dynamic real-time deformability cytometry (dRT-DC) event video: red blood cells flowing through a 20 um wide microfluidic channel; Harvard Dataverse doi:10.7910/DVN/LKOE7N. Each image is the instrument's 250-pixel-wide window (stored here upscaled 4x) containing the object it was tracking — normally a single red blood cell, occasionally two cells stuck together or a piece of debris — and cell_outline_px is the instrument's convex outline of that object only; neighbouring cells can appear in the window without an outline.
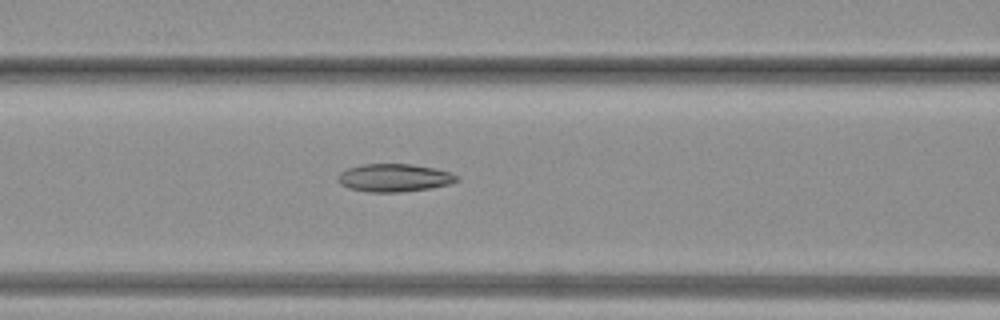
{"species": "common noctule bat (a hibernating species)", "species_latin": "Nyctalus noctula", "temperature_condition": "warm", "stored_images_in_passage": 25, "camera_frame_rate_fps": 3000, "um_per_image_px": 0.085, "animal": {"sex": "female", "body_mass_g": 19.3, "forearm_length_mm": 54.1}, "frame": {"image": 1, "passage_image": 10, "time_ms": 3.0, "image_size_px": [1000, 320], "cell_outline_px": [[460, 180], [448, 184], [428, 188], [400, 192], [368, 192], [348, 188], [340, 184], [336, 176], [340, 172], [348, 168], [364, 164], [412, 164], [452, 172], [460, 176]], "centroid_in_image_um": [33.5, 15.11], "position_along_channel_um": 133.1, "area_um2": 19.36}}
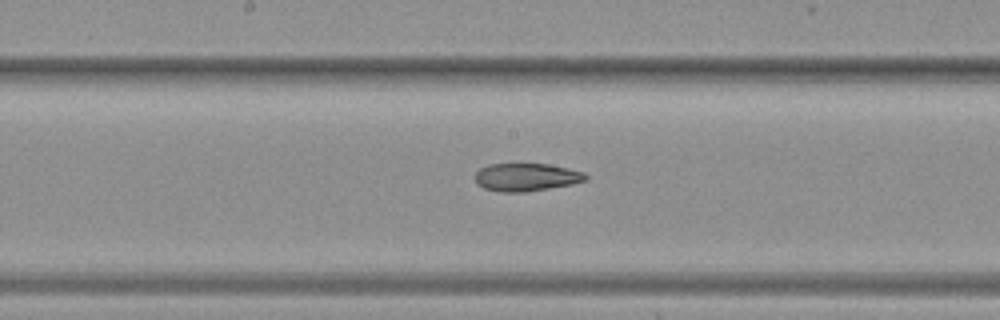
{"frame": {"image": 2, "passage_image": 14, "time_ms": 4.333, "image_size_px": [1000, 320], "cell_outline_px": [[588, 180], [572, 184], [524, 192], [500, 192], [484, 188], [476, 184], [476, 172], [480, 168], [488, 164], [548, 164], [568, 168], [584, 172], [588, 176]], "centroid_in_image_um": [44.74, 15.06], "position_along_channel_um": 203.5, "area_um2": 17.98}}
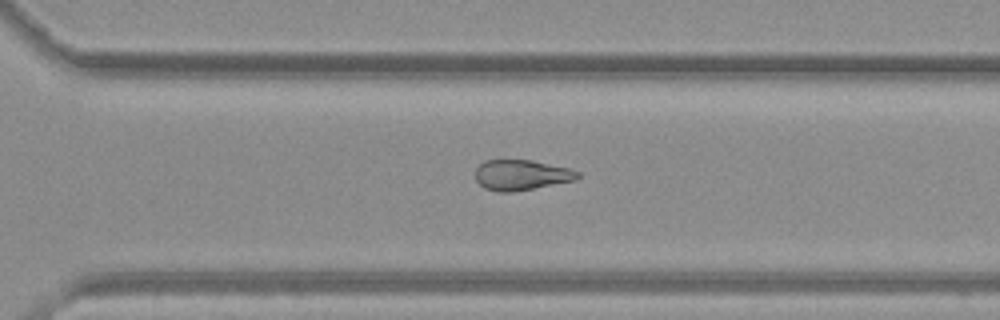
{"frame": {"image": 3, "passage_image": 21, "time_ms": 6.667, "image_size_px": [1000, 320], "cell_outline_px": [[580, 176], [576, 180], [512, 192], [496, 192], [484, 188], [476, 180], [476, 168], [484, 160], [532, 160], [568, 168], [580, 172]], "centroid_in_image_um": [44.3, 14.87], "position_along_channel_um": 326.3, "area_um2": 18.09}}